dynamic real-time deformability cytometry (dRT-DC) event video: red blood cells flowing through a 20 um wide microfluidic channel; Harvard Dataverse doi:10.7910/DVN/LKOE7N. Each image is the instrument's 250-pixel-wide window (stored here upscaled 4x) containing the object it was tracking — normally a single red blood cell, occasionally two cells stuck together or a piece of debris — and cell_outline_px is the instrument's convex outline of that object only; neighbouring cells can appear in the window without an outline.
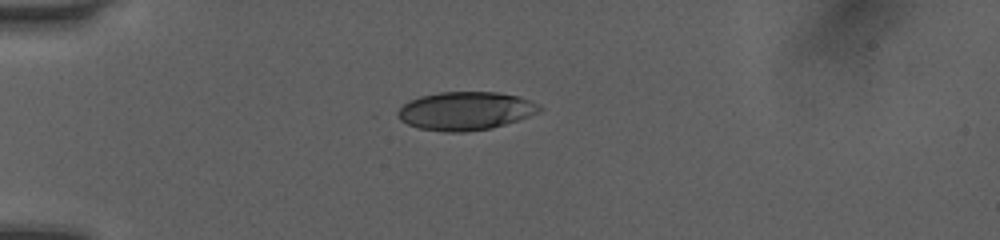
{"species": "human", "species_latin": "Homo sapiens", "temperature_condition": "room temperature", "stored_images_in_passage": 38, "camera_frame_rate_fps": 3000, "um_per_image_px": 0.085, "donor": {"sex": "female"}, "frame": {"image": 1, "passage_image": 1, "time_ms": 0.0, "image_size_px": [1000, 240], "cell_outline_px": [[544, 108], [540, 112], [492, 128], [468, 132], [444, 132], [420, 128], [408, 124], [392, 116], [408, 100], [420, 96], [440, 92], [496, 92], [516, 96], [532, 100]], "centroid_in_image_um": [39.53, 9.43], "position_along_channel_um": 45.5, "area_um2": 31.85}}
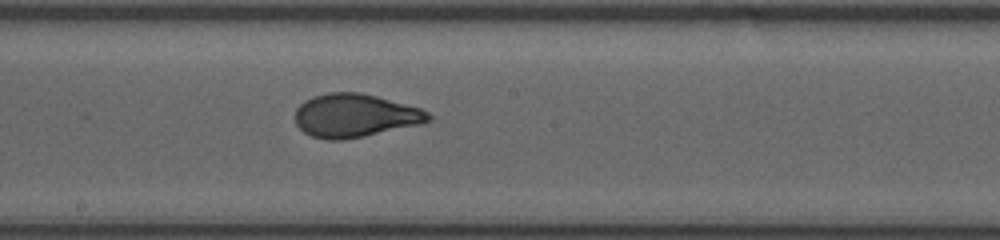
{"frame": {"image": 2, "passage_image": 16, "time_ms": 5.0, "image_size_px": [1000, 240], "cell_outline_px": [[432, 120], [420, 124], [364, 136], [340, 140], [328, 140], [312, 136], [304, 132], [296, 124], [296, 108], [304, 100], [312, 96], [328, 92], [360, 92], [376, 96], [420, 108], [428, 112], [432, 116]], "centroid_in_image_um": [30.16, 9.81], "position_along_channel_um": 218.0, "area_um2": 33.58}}
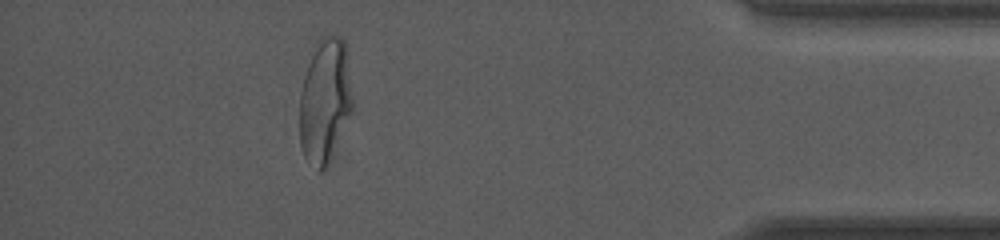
{"frame": {"image": 3, "passage_image": 33, "time_ms": 10.667, "image_size_px": [1000, 240], "cell_outline_px": [[352, 112], [324, 168], [320, 172], [304, 156], [300, 144], [300, 92], [304, 76], [316, 40], [320, 36], [340, 36], [344, 40], [352, 96]], "centroid_in_image_um": [27.6, 8.51], "position_along_channel_um": 407.6, "area_um2": 37.74}, "authors_computed_cell_mechanics": {"area_um2": 33.524, "velocity_mm_per_s": 4.0657, "shape_relaxation_time_tau1_ms": 3.5752, "shape_relaxation_time_tau2_ms": 0.6259, "deformation_change_tau1": 0.1966, "deformation_change_tau2": 0.0653}}